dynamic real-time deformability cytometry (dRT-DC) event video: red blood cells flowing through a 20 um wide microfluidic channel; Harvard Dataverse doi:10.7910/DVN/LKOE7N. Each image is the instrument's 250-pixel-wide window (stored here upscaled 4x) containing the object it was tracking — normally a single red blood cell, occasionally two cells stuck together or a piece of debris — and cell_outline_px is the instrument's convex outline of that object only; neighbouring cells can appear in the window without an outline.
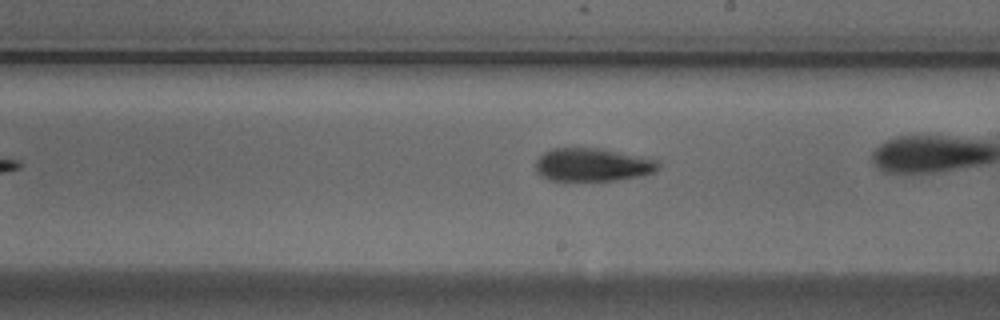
{"species": "Egyptian fruit bat (a non-hibernating species)", "species_latin": "Rousettus aegyptiacus", "temperature_condition": "cold", "stored_images_in_passage": 28, "camera_frame_rate_fps": 3000, "um_per_image_px": 0.085, "animal": {"sex": "male"}, "frame": {"image": 1, "passage_image": 16, "time_ms": 5.0, "image_size_px": [1000, 320], "cell_outline_px": [[660, 168], [656, 172], [640, 176], [616, 180], [548, 180], [540, 176], [536, 172], [536, 160], [544, 152], [552, 148], [600, 148], [656, 160], [660, 164]], "centroid_in_image_um": [50.35, 14.01], "position_along_channel_um": 238.7, "area_um2": 23.64}}